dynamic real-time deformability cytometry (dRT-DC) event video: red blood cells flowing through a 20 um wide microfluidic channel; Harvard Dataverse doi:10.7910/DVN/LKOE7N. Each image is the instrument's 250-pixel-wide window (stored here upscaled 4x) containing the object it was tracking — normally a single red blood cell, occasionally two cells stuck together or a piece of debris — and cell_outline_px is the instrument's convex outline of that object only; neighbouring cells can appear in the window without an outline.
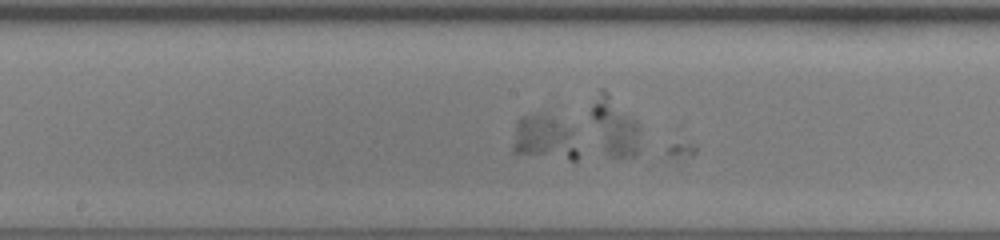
{"species": "human", "species_latin": "Homo sapiens", "temperature_condition": "room temperature", "stored_images_in_passage": 36, "camera_frame_rate_fps": 3000, "um_per_image_px": 0.085, "donor": {"sex": "female"}, "frame": {"image": 1, "passage_image": 11, "time_ms": 3.333, "image_size_px": [1000, 240], "cell_outline_px": [[576, 160], [572, 160], [512, 152], [512, 148], [516, 124], [524, 116], [544, 116], [572, 128], [576, 148]], "centroid_in_image_um": [46.25, 11.76], "position_along_channel_um": 201.9, "area_um2": 15.95}}
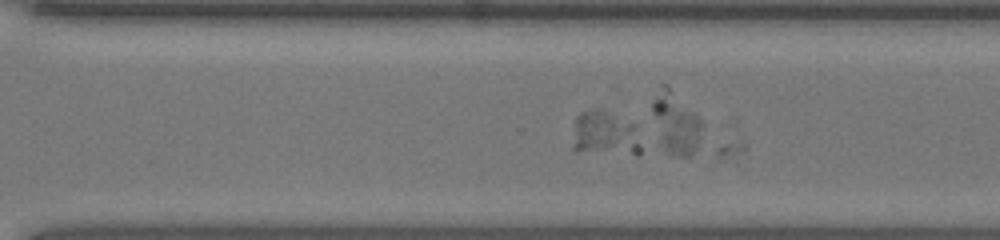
{"frame": {"image": 2, "passage_image": 20, "time_ms": 6.333, "image_size_px": [1000, 240], "cell_outline_px": [[640, 156], [636, 156], [572, 148], [572, 144], [576, 116], [580, 112], [600, 108], [636, 124], [640, 148]], "centroid_in_image_um": [51.47, 11.34], "position_along_channel_um": 319.1, "area_um2": 17.74}}
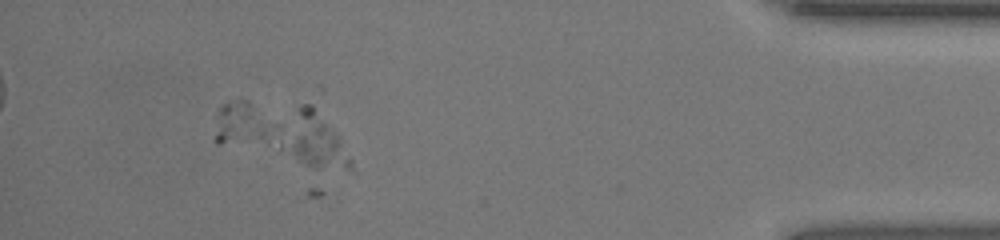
{"frame": {"image": 3, "passage_image": 31, "time_ms": 10.0, "image_size_px": [1000, 240], "cell_outline_px": [[356, 172], [312, 168], [304, 164], [260, 136], [260, 132], [300, 104], [312, 100], [340, 140], [352, 160]], "centroid_in_image_um": [26.28, 11.83], "position_along_channel_um": 408.9, "area_um2": 26.3}}